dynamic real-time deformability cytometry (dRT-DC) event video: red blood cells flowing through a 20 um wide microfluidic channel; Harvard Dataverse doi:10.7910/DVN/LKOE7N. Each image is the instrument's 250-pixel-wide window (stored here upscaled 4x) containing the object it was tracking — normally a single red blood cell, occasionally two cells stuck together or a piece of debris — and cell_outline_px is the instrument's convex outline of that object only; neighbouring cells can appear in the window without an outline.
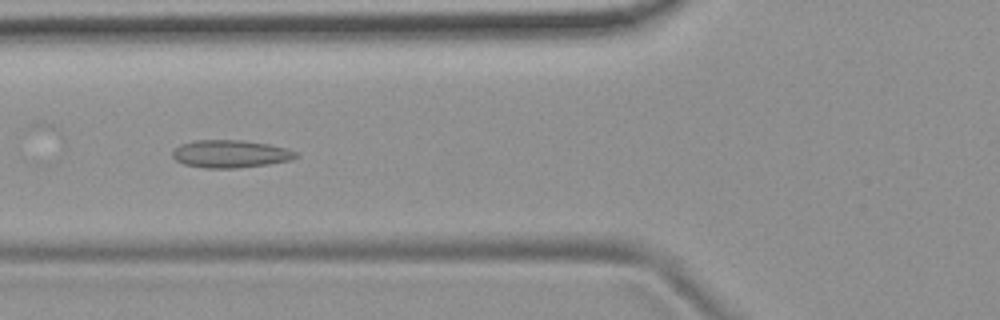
{"species": "common noctule bat (a hibernating species)", "species_latin": "Nyctalus noctula", "temperature_condition": "room temperature", "stored_images_in_passage": 53, "camera_frame_rate_fps": 3000, "um_per_image_px": 0.085, "animal": {"sex": "female", "body_mass_g": 19.9}, "frame": {"image": 1, "passage_image": 20, "time_ms": 6.333, "image_size_px": [1000, 320], "cell_outline_px": [[300, 156], [292, 160], [268, 164], [236, 168], [204, 168], [184, 164], [176, 160], [172, 156], [172, 152], [180, 144], [196, 140], [244, 140], [268, 144], [288, 148], [296, 152]], "centroid_in_image_um": [19.61, 13.08], "position_along_channel_um": 106.2, "area_um2": 20.0}}
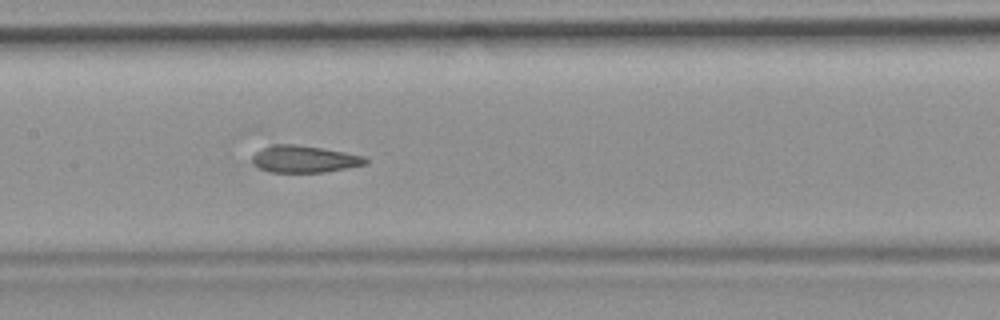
{"frame": {"image": 2, "passage_image": 26, "time_ms": 8.333, "image_size_px": [1000, 320], "cell_outline_px": [[368, 164], [324, 172], [268, 172], [252, 164], [252, 156], [256, 152], [272, 144], [296, 144], [344, 152], [364, 156], [368, 160]], "centroid_in_image_um": [25.85, 13.52], "position_along_channel_um": 181.5, "area_um2": 17.74}}
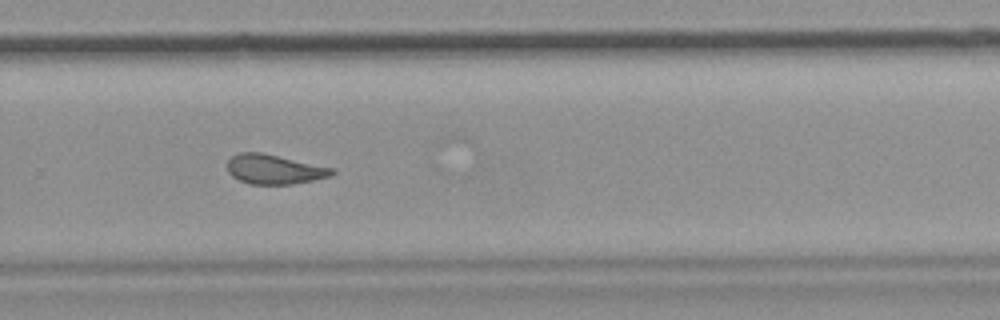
{"frame": {"image": 3, "passage_image": 36, "time_ms": 11.667, "image_size_px": [1000, 320], "cell_outline_px": [[336, 172], [332, 176], [292, 184], [248, 184], [232, 176], [228, 172], [228, 160], [232, 156], [240, 152], [260, 152], [336, 168]], "centroid_in_image_um": [23.34, 14.39], "position_along_channel_um": 306.5, "area_um2": 18.09}, "authors_computed_cell_mechanics": {"area_um2": 19.4208, "velocity_mm_per_s": 3.7658, "shape_relaxation_time_tau1_ms": null, "shape_relaxation_time_tau2_ms": 2.2438, "deformation_change_tau1": null, "deformation_change_tau2": 0.0984}}